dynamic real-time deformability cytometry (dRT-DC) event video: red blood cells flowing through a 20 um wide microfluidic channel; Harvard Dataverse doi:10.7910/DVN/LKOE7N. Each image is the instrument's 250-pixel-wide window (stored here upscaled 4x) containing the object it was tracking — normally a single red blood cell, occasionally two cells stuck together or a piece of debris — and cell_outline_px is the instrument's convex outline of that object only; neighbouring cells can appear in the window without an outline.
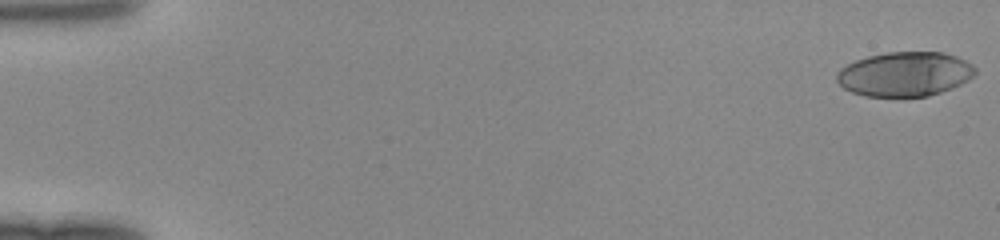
{"species": "human", "species_latin": "Homo sapiens", "temperature_condition": "room temperature", "stored_images_in_passage": 48, "camera_frame_rate_fps": 3000, "um_per_image_px": 0.085, "donor": {"sex": "female"}, "frame": {"image": 1, "passage_image": 1, "time_ms": 0.0, "image_size_px": [1000, 240], "cell_outline_px": [[976, 72], [968, 80], [952, 88], [928, 96], [864, 96], [852, 92], [844, 88], [836, 80], [836, 72], [840, 68], [856, 60], [868, 56], [888, 52], [944, 52], [956, 56], [972, 64], [976, 68]], "centroid_in_image_um": [76.9, 6.29], "position_along_channel_um": 8.1, "area_um2": 35.84}}
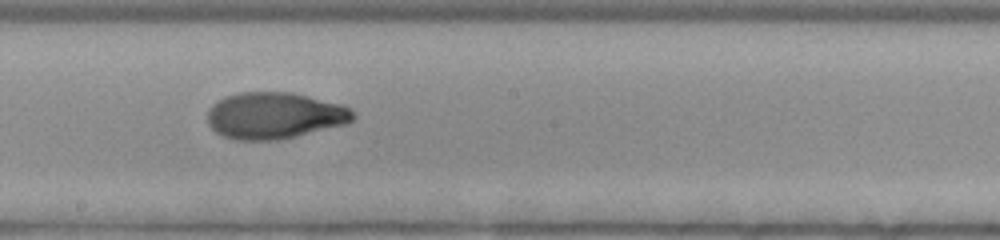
{"frame": {"image": 2, "passage_image": 28, "time_ms": 9.0, "image_size_px": [1000, 240], "cell_outline_px": [[356, 116], [352, 120], [344, 124], [296, 136], [276, 140], [232, 140], [216, 132], [208, 124], [208, 108], [212, 104], [224, 96], [240, 92], [292, 92], [340, 104], [348, 108]], "centroid_in_image_um": [23.28, 9.82], "position_along_channel_um": 224.9, "area_um2": 39.36}}
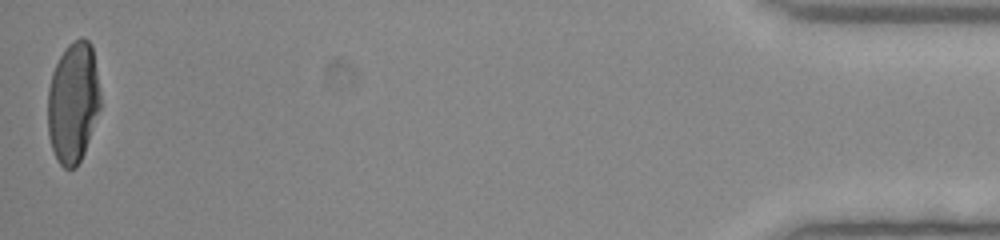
{"frame": {"image": 3, "passage_image": 48, "time_ms": 15.667, "image_size_px": [1000, 240], "cell_outline_px": [[100, 108], [84, 152], [76, 168], [64, 168], [56, 160], [48, 136], [48, 88], [52, 72], [60, 56], [68, 44], [84, 36], [92, 44], [100, 92]], "centroid_in_image_um": [6.21, 8.7], "position_along_channel_um": 429.0, "area_um2": 37.11}}